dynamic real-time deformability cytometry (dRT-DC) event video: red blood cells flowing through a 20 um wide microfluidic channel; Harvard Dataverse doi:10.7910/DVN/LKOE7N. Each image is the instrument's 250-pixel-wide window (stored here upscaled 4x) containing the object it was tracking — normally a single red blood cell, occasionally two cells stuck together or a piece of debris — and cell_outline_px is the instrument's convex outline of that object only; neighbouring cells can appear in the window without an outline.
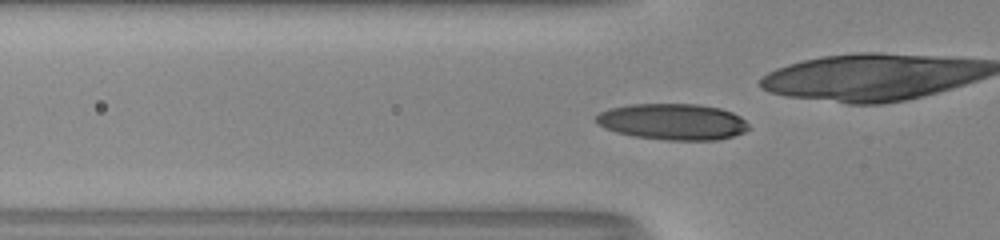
{"species": "human", "species_latin": "Homo sapiens", "temperature_condition": "room temperature", "stored_images_in_passage": 36, "camera_frame_rate_fps": 3000, "um_per_image_px": 0.085, "donor": {"sex": "male"}, "frame": {"image": 1, "passage_image": 2, "time_ms": 0.333, "image_size_px": [1000, 240], "cell_outline_px": [[752, 128], [744, 132], [732, 136], [716, 140], [668, 140], [632, 136], [616, 132], [604, 128], [596, 124], [596, 116], [600, 112], [608, 108], [628, 104], [696, 104], [720, 108], [732, 112], [740, 116]], "centroid_in_image_um": [57.16, 10.34], "position_along_channel_um": 68.6, "area_um2": 32.43}}
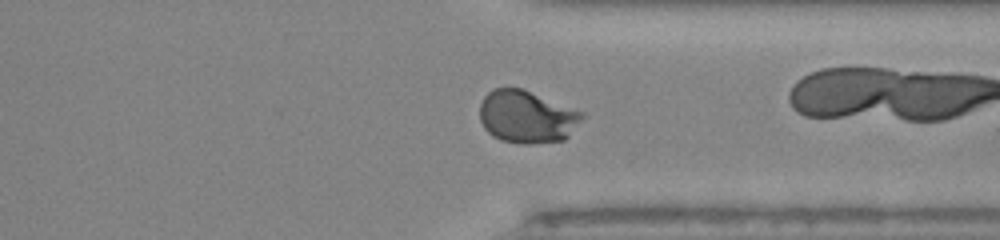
{"frame": {"image": 2, "passage_image": 24, "time_ms": 7.667, "image_size_px": [1000, 240], "cell_outline_px": [[588, 116], [564, 140], [532, 144], [520, 144], [500, 140], [492, 136], [484, 128], [480, 120], [480, 104], [484, 96], [492, 88], [520, 88], [584, 112]], "centroid_in_image_um": [44.8, 9.94], "position_along_channel_um": 366.6, "area_um2": 31.67}}
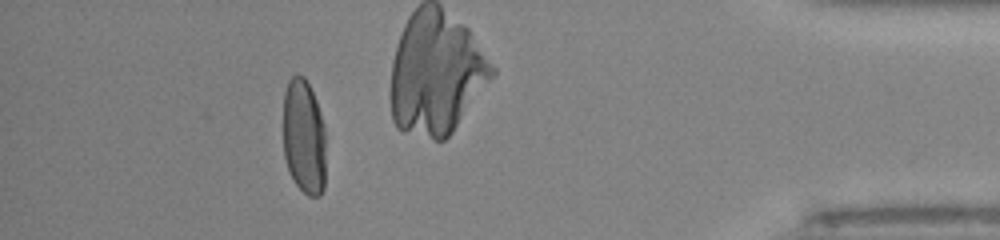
{"frame": {"image": 3, "passage_image": 31, "time_ms": 10.0, "image_size_px": [1000, 240], "cell_outline_px": [[324, 188], [320, 196], [308, 196], [296, 184], [288, 168], [284, 156], [284, 92], [288, 80], [296, 72], [304, 76], [316, 100], [320, 112], [324, 128]], "centroid_in_image_um": [25.82, 11.6], "position_along_channel_um": 409.4, "area_um2": 28.55}, "authors_computed_cell_mechanics": {"area_um2": 30.923, "velocity_mm_per_s": 4.0755, "shape_relaxation_time_tau1_ms": 4.3322, "shape_relaxation_time_tau2_ms": null, "deformation_change_tau1": 0.1969, "deformation_change_tau2": null}}